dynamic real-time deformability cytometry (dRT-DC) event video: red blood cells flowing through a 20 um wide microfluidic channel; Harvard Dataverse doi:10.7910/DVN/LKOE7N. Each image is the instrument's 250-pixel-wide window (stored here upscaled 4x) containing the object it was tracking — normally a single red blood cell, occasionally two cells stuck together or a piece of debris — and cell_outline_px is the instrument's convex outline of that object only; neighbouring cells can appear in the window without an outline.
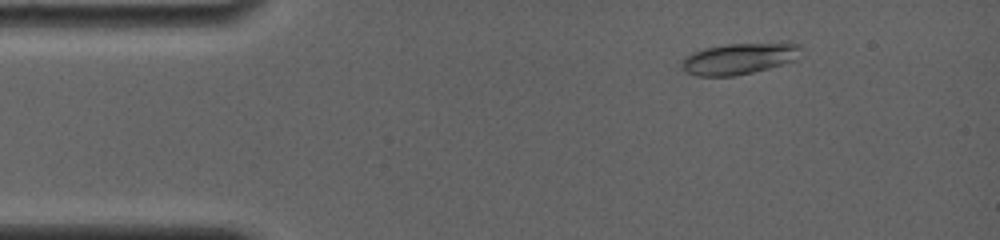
{"species": "common noctule bat (a hibernating species)", "species_latin": "Nyctalus noctula", "temperature_condition": "room temperature", "stored_images_in_passage": 31, "camera_frame_rate_fps": 4000, "um_per_image_px": 0.085, "animal": {"sex": "female", "body_mass_g": 19.0, "forearm_length_mm": 56.7}, "frame": {"image": 1, "passage_image": 5, "time_ms": 1.75, "image_size_px": [1000, 240], "cell_outline_px": [[800, 48], [796, 60], [768, 68], [736, 76], [696, 76], [688, 72], [680, 64], [684, 56], [692, 52], [704, 48], [728, 44], [788, 40], [800, 44]], "centroid_in_image_um": [62.88, 4.94], "position_along_channel_um": 22.1, "area_um2": 22.31}}
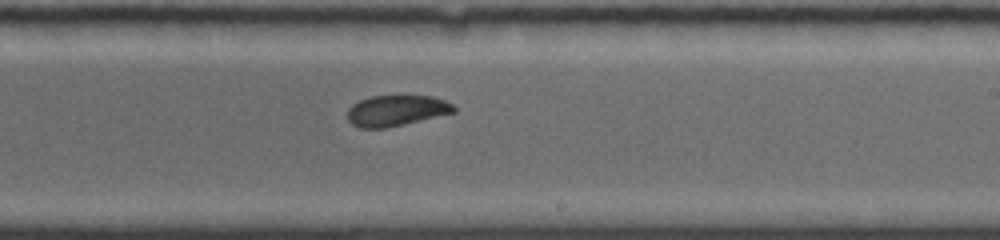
{"frame": {"image": 2, "passage_image": 22, "time_ms": 9.5, "image_size_px": [1000, 240], "cell_outline_px": [[456, 112], [404, 124], [384, 128], [360, 128], [352, 124], [348, 120], [348, 108], [352, 104], [360, 100], [372, 96], [432, 96], [444, 100], [452, 104], [456, 108]], "centroid_in_image_um": [33.68, 9.4], "position_along_channel_um": 255.3, "area_um2": 19.02}}
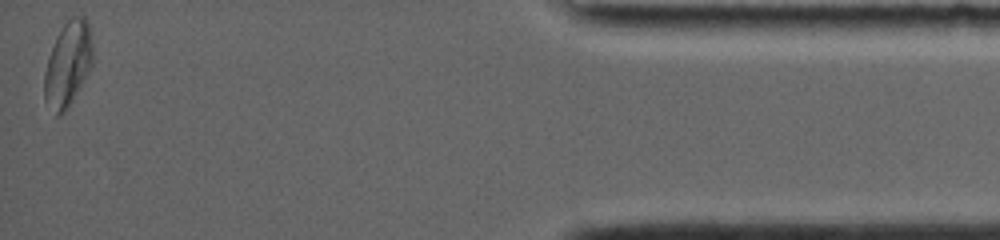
{"frame": {"image": 3, "passage_image": 31, "time_ms": 15.75, "image_size_px": [1000, 240], "cell_outline_px": [[92, 64], [68, 104], [56, 116], [44, 100], [44, 72], [48, 56], [64, 24], [72, 16], [84, 16], [88, 20], [92, 44]], "centroid_in_image_um": [5.75, 5.38], "position_along_channel_um": 429.4, "area_um2": 23.0}, "authors_computed_cell_mechanics": {"area_um2": 20.4612, "velocity_mm_per_s": 3.8261, "shape_relaxation_time_tau1_ms": 4.0537, "shape_relaxation_time_tau2_ms": 1.7194, "deformation_change_tau1": 0.0911, "deformation_change_tau2": 0.0389}}